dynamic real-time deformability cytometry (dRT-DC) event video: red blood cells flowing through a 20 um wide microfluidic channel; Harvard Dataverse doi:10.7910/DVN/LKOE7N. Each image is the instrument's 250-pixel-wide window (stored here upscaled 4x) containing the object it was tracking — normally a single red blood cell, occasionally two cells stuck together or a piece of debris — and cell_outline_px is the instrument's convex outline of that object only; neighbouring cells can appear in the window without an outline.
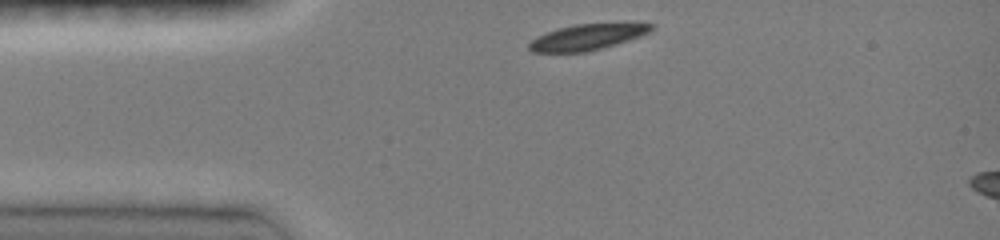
{"species": "common noctule bat (a hibernating species)", "species_latin": "Nyctalus noctula", "temperature_condition": "room temperature", "stored_images_in_passage": 32, "camera_frame_rate_fps": 3000, "um_per_image_px": 0.085, "animal": {"sex": "female", "body_mass_g": 19.0, "forearm_length_mm": 51.5}, "frame": {"image": 1, "passage_image": 1, "time_ms": 0.0, "image_size_px": [1000, 240], "cell_outline_px": [[652, 28], [648, 32], [640, 36], [600, 48], [584, 52], [532, 52], [528, 48], [528, 44], [536, 36], [556, 28], [572, 24], [652, 24]], "centroid_in_image_um": [49.78, 3.16], "position_along_channel_um": 35.2, "area_um2": 17.92}}
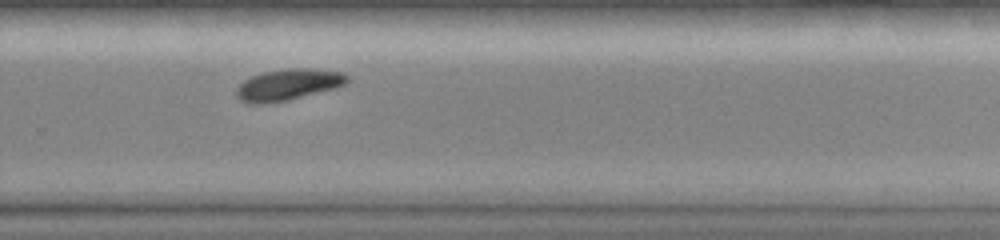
{"frame": {"image": 2, "passage_image": 23, "time_ms": 7.333, "image_size_px": [1000, 240], "cell_outline_px": [[348, 80], [344, 84], [336, 88], [288, 100], [268, 104], [252, 104], [240, 100], [236, 96], [236, 88], [244, 80], [252, 76], [264, 72], [288, 68], [312, 68], [344, 72], [348, 76]], "centroid_in_image_um": [24.49, 7.2], "position_along_channel_um": 305.3, "area_um2": 20.35}}
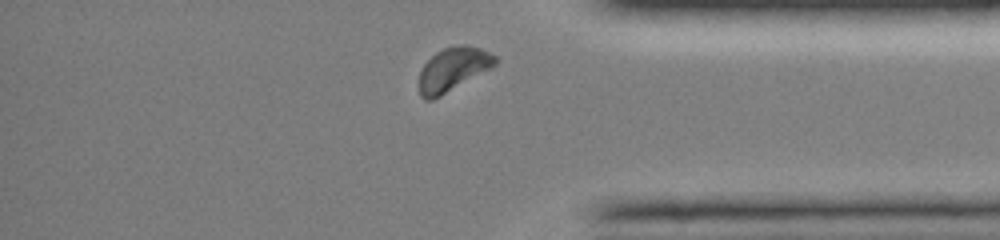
{"frame": {"image": 3, "passage_image": 30, "time_ms": 9.667, "image_size_px": [1000, 240], "cell_outline_px": [[500, 60], [492, 68], [440, 96], [432, 100], [424, 100], [420, 96], [420, 72], [424, 64], [436, 52], [444, 48], [460, 44], [468, 44], [480, 48], [496, 56]], "centroid_in_image_um": [38.54, 5.88], "position_along_channel_um": 396.7, "area_um2": 19.36}, "authors_computed_cell_mechanics": {"area_um2": 20.3456, "velocity_mm_per_s": 4.0632, "shape_relaxation_time_tau1_ms": 1.8762, "shape_relaxation_time_tau2_ms": null, "deformation_change_tau1": 0.1123, "deformation_change_tau2": null}}